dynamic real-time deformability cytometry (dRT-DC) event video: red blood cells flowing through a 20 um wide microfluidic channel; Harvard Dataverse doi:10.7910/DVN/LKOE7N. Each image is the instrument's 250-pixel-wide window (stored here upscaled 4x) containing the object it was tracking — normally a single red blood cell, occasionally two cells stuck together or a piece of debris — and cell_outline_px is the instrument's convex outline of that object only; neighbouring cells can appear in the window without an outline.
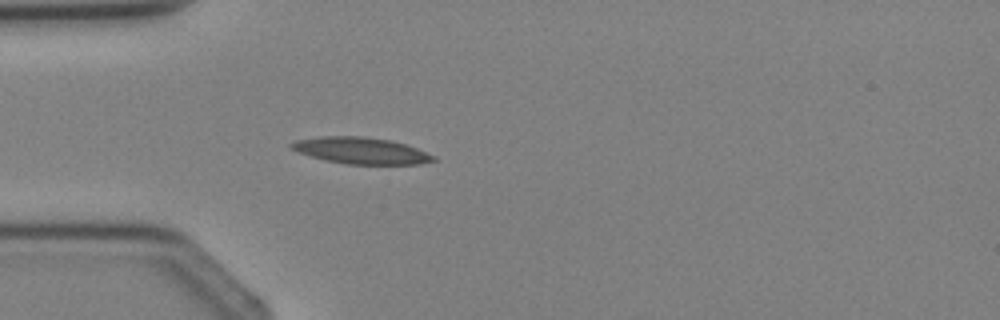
{"species": "Egyptian fruit bat (a non-hibernating species)", "species_latin": "Rousettus aegyptiacus", "temperature_condition": "cold", "stored_images_in_passage": 2, "camera_frame_rate_fps": 3000, "um_per_image_px": 0.085, "animal": {"sex": "female"}, "frame": {"image": 1, "passage_image": 2, "time_ms": 1.333, "image_size_px": [1000, 320], "cell_outline_px": [[436, 160], [420, 164], [348, 164], [328, 160], [312, 156], [300, 152], [292, 148], [288, 144], [296, 140], [320, 136], [364, 136], [388, 140], [404, 144], [416, 148], [436, 156]], "centroid_in_image_um": [30.71, 12.79], "position_along_channel_um": 54.3, "area_um2": 21.62}}